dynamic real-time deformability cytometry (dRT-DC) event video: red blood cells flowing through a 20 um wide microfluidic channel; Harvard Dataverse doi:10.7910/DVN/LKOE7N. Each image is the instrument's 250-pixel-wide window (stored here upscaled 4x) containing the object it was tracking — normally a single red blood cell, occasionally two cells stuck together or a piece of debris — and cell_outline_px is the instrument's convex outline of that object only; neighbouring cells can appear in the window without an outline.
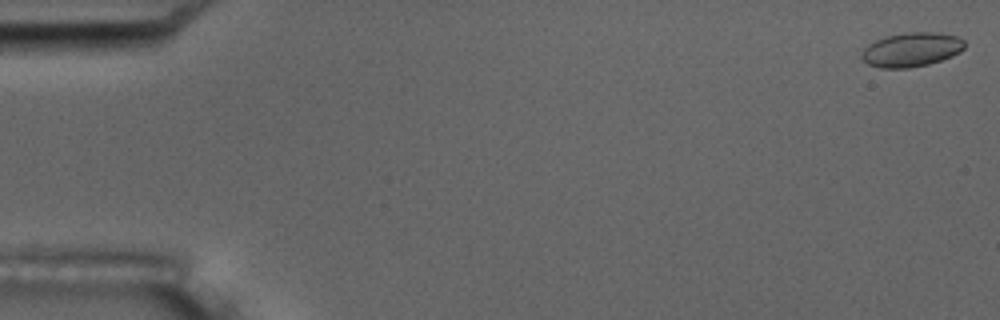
{"species": "common noctule bat (a hibernating species)", "species_latin": "Nyctalus noctula", "temperature_condition": "room temperature", "stored_images_in_passage": 6, "camera_frame_rate_fps": 3000, "um_per_image_px": 0.085, "animal": {"sex": "male", "body_mass_g": 17.5, "forearm_length_mm": 52.3}, "frame": {"image": 1, "passage_image": 1, "time_ms": 0.0, "image_size_px": [1000, 320], "cell_outline_px": [[964, 48], [960, 52], [952, 56], [928, 64], [908, 68], [880, 68], [868, 64], [860, 56], [864, 48], [868, 44], [884, 36], [908, 32], [932, 32], [956, 36], [964, 40]], "centroid_in_image_um": [77.45, 4.22], "position_along_channel_um": 7.6, "area_um2": 20.46}}